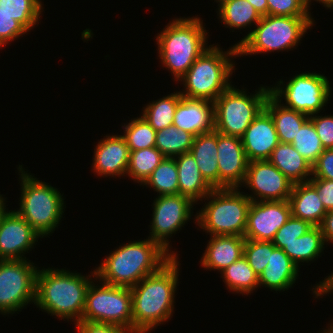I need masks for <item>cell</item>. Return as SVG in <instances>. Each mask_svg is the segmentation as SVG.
<instances>
[{
    "label": "cell",
    "mask_w": 333,
    "mask_h": 333,
    "mask_svg": "<svg viewBox=\"0 0 333 333\" xmlns=\"http://www.w3.org/2000/svg\"><path fill=\"white\" fill-rule=\"evenodd\" d=\"M178 259L172 257L131 288L132 333H150L172 318L180 275Z\"/></svg>",
    "instance_id": "6da1fadb"
},
{
    "label": "cell",
    "mask_w": 333,
    "mask_h": 333,
    "mask_svg": "<svg viewBox=\"0 0 333 333\" xmlns=\"http://www.w3.org/2000/svg\"><path fill=\"white\" fill-rule=\"evenodd\" d=\"M171 258L148 237L120 245L90 273L96 281L132 288L146 276L156 273Z\"/></svg>",
    "instance_id": "7a4b0ae2"
},
{
    "label": "cell",
    "mask_w": 333,
    "mask_h": 333,
    "mask_svg": "<svg viewBox=\"0 0 333 333\" xmlns=\"http://www.w3.org/2000/svg\"><path fill=\"white\" fill-rule=\"evenodd\" d=\"M96 282L90 274L66 269H38L36 277L35 306L64 321L78 323L82 319L87 289Z\"/></svg>",
    "instance_id": "3957f363"
},
{
    "label": "cell",
    "mask_w": 333,
    "mask_h": 333,
    "mask_svg": "<svg viewBox=\"0 0 333 333\" xmlns=\"http://www.w3.org/2000/svg\"><path fill=\"white\" fill-rule=\"evenodd\" d=\"M199 16L171 20L157 34L158 56L163 68L170 70L174 81L186 74L195 60L208 48L209 35Z\"/></svg>",
    "instance_id": "277c9868"
},
{
    "label": "cell",
    "mask_w": 333,
    "mask_h": 333,
    "mask_svg": "<svg viewBox=\"0 0 333 333\" xmlns=\"http://www.w3.org/2000/svg\"><path fill=\"white\" fill-rule=\"evenodd\" d=\"M237 56L238 48L235 44L227 51H223L218 44H210L179 80L184 85L180 94L190 99L214 102L232 85L230 78L233 70H236L232 60Z\"/></svg>",
    "instance_id": "5b68a950"
},
{
    "label": "cell",
    "mask_w": 333,
    "mask_h": 333,
    "mask_svg": "<svg viewBox=\"0 0 333 333\" xmlns=\"http://www.w3.org/2000/svg\"><path fill=\"white\" fill-rule=\"evenodd\" d=\"M20 203L15 211L41 236L49 237L59 226L66 208L64 198L56 187L48 185L18 166ZM65 206V207H64ZM49 235V236H48Z\"/></svg>",
    "instance_id": "8992f818"
},
{
    "label": "cell",
    "mask_w": 333,
    "mask_h": 333,
    "mask_svg": "<svg viewBox=\"0 0 333 333\" xmlns=\"http://www.w3.org/2000/svg\"><path fill=\"white\" fill-rule=\"evenodd\" d=\"M315 20L312 17L273 16L267 15L248 31L240 42L238 57L274 51H290L312 29Z\"/></svg>",
    "instance_id": "52a82bcc"
},
{
    "label": "cell",
    "mask_w": 333,
    "mask_h": 333,
    "mask_svg": "<svg viewBox=\"0 0 333 333\" xmlns=\"http://www.w3.org/2000/svg\"><path fill=\"white\" fill-rule=\"evenodd\" d=\"M244 193V194H243ZM208 202L195 215V223L210 236L244 237L250 198L239 188L213 189L204 199Z\"/></svg>",
    "instance_id": "ba28073f"
},
{
    "label": "cell",
    "mask_w": 333,
    "mask_h": 333,
    "mask_svg": "<svg viewBox=\"0 0 333 333\" xmlns=\"http://www.w3.org/2000/svg\"><path fill=\"white\" fill-rule=\"evenodd\" d=\"M270 86H261L255 93H247L231 85L213 102L214 130L228 136L242 137L251 122L265 108Z\"/></svg>",
    "instance_id": "9c48e42d"
},
{
    "label": "cell",
    "mask_w": 333,
    "mask_h": 333,
    "mask_svg": "<svg viewBox=\"0 0 333 333\" xmlns=\"http://www.w3.org/2000/svg\"><path fill=\"white\" fill-rule=\"evenodd\" d=\"M90 283L81 321L110 323L132 333L131 288Z\"/></svg>",
    "instance_id": "30bf717a"
},
{
    "label": "cell",
    "mask_w": 333,
    "mask_h": 333,
    "mask_svg": "<svg viewBox=\"0 0 333 333\" xmlns=\"http://www.w3.org/2000/svg\"><path fill=\"white\" fill-rule=\"evenodd\" d=\"M281 80L270 86V94L279 102L285 100L283 106L313 115L325 109L331 97L328 78L316 72L295 74L288 82Z\"/></svg>",
    "instance_id": "8fae6325"
},
{
    "label": "cell",
    "mask_w": 333,
    "mask_h": 333,
    "mask_svg": "<svg viewBox=\"0 0 333 333\" xmlns=\"http://www.w3.org/2000/svg\"><path fill=\"white\" fill-rule=\"evenodd\" d=\"M28 259L0 260V313L9 316L35 303L38 269ZM21 309V310H20Z\"/></svg>",
    "instance_id": "7c38bea8"
},
{
    "label": "cell",
    "mask_w": 333,
    "mask_h": 333,
    "mask_svg": "<svg viewBox=\"0 0 333 333\" xmlns=\"http://www.w3.org/2000/svg\"><path fill=\"white\" fill-rule=\"evenodd\" d=\"M195 203L186 196L157 195L153 200L152 220L150 223V235L152 241L157 242L172 257H178L170 248L169 238L192 219Z\"/></svg>",
    "instance_id": "4fadbf2b"
},
{
    "label": "cell",
    "mask_w": 333,
    "mask_h": 333,
    "mask_svg": "<svg viewBox=\"0 0 333 333\" xmlns=\"http://www.w3.org/2000/svg\"><path fill=\"white\" fill-rule=\"evenodd\" d=\"M241 187L251 190L246 194L251 201L288 200L293 183L268 160L251 161Z\"/></svg>",
    "instance_id": "5bb4252c"
},
{
    "label": "cell",
    "mask_w": 333,
    "mask_h": 333,
    "mask_svg": "<svg viewBox=\"0 0 333 333\" xmlns=\"http://www.w3.org/2000/svg\"><path fill=\"white\" fill-rule=\"evenodd\" d=\"M291 217L288 200L252 201L247 218L244 238L256 241H272L276 232Z\"/></svg>",
    "instance_id": "9a60e30c"
},
{
    "label": "cell",
    "mask_w": 333,
    "mask_h": 333,
    "mask_svg": "<svg viewBox=\"0 0 333 333\" xmlns=\"http://www.w3.org/2000/svg\"><path fill=\"white\" fill-rule=\"evenodd\" d=\"M41 236L15 210H7L0 220V260H23ZM24 254V255H23Z\"/></svg>",
    "instance_id": "2e32d148"
},
{
    "label": "cell",
    "mask_w": 333,
    "mask_h": 333,
    "mask_svg": "<svg viewBox=\"0 0 333 333\" xmlns=\"http://www.w3.org/2000/svg\"><path fill=\"white\" fill-rule=\"evenodd\" d=\"M217 152L219 188H240L249 164L241 138L217 132Z\"/></svg>",
    "instance_id": "e0dca14e"
},
{
    "label": "cell",
    "mask_w": 333,
    "mask_h": 333,
    "mask_svg": "<svg viewBox=\"0 0 333 333\" xmlns=\"http://www.w3.org/2000/svg\"><path fill=\"white\" fill-rule=\"evenodd\" d=\"M129 158L130 149L125 138L118 134L106 135L94 149L92 171L102 177H127Z\"/></svg>",
    "instance_id": "ac0fdd59"
},
{
    "label": "cell",
    "mask_w": 333,
    "mask_h": 333,
    "mask_svg": "<svg viewBox=\"0 0 333 333\" xmlns=\"http://www.w3.org/2000/svg\"><path fill=\"white\" fill-rule=\"evenodd\" d=\"M241 140L249 162L269 159L280 141L273 119L265 109L251 122Z\"/></svg>",
    "instance_id": "d6986e66"
},
{
    "label": "cell",
    "mask_w": 333,
    "mask_h": 333,
    "mask_svg": "<svg viewBox=\"0 0 333 333\" xmlns=\"http://www.w3.org/2000/svg\"><path fill=\"white\" fill-rule=\"evenodd\" d=\"M173 126L195 137L214 131V105L205 99L181 97L175 110Z\"/></svg>",
    "instance_id": "ffe728a7"
},
{
    "label": "cell",
    "mask_w": 333,
    "mask_h": 333,
    "mask_svg": "<svg viewBox=\"0 0 333 333\" xmlns=\"http://www.w3.org/2000/svg\"><path fill=\"white\" fill-rule=\"evenodd\" d=\"M208 241L200 261L203 268L221 273L243 256L245 238L242 236L215 235L210 236Z\"/></svg>",
    "instance_id": "44dd1931"
},
{
    "label": "cell",
    "mask_w": 333,
    "mask_h": 333,
    "mask_svg": "<svg viewBox=\"0 0 333 333\" xmlns=\"http://www.w3.org/2000/svg\"><path fill=\"white\" fill-rule=\"evenodd\" d=\"M299 268L280 248H275L270 254V260L259 277V288L264 286L271 291H287L296 283Z\"/></svg>",
    "instance_id": "7402d4cb"
},
{
    "label": "cell",
    "mask_w": 333,
    "mask_h": 333,
    "mask_svg": "<svg viewBox=\"0 0 333 333\" xmlns=\"http://www.w3.org/2000/svg\"><path fill=\"white\" fill-rule=\"evenodd\" d=\"M288 201L291 216L306 220L313 226L322 224L327 211L318 197V191L309 181L293 184Z\"/></svg>",
    "instance_id": "603a6c76"
},
{
    "label": "cell",
    "mask_w": 333,
    "mask_h": 333,
    "mask_svg": "<svg viewBox=\"0 0 333 333\" xmlns=\"http://www.w3.org/2000/svg\"><path fill=\"white\" fill-rule=\"evenodd\" d=\"M178 172L179 194L194 203L203 199L213 190L201 175L197 162L191 152L174 157Z\"/></svg>",
    "instance_id": "cb8c5ba5"
},
{
    "label": "cell",
    "mask_w": 333,
    "mask_h": 333,
    "mask_svg": "<svg viewBox=\"0 0 333 333\" xmlns=\"http://www.w3.org/2000/svg\"><path fill=\"white\" fill-rule=\"evenodd\" d=\"M268 161L277 167L293 184L308 182L312 165L289 143H279Z\"/></svg>",
    "instance_id": "d4e9b609"
},
{
    "label": "cell",
    "mask_w": 333,
    "mask_h": 333,
    "mask_svg": "<svg viewBox=\"0 0 333 333\" xmlns=\"http://www.w3.org/2000/svg\"><path fill=\"white\" fill-rule=\"evenodd\" d=\"M201 175L213 188L219 189V169L217 162V131L200 134L194 138L191 150Z\"/></svg>",
    "instance_id": "484cf974"
},
{
    "label": "cell",
    "mask_w": 333,
    "mask_h": 333,
    "mask_svg": "<svg viewBox=\"0 0 333 333\" xmlns=\"http://www.w3.org/2000/svg\"><path fill=\"white\" fill-rule=\"evenodd\" d=\"M264 109L271 115L281 143L291 144L300 127L310 117L305 113L283 106L271 94L266 99Z\"/></svg>",
    "instance_id": "4316f807"
},
{
    "label": "cell",
    "mask_w": 333,
    "mask_h": 333,
    "mask_svg": "<svg viewBox=\"0 0 333 333\" xmlns=\"http://www.w3.org/2000/svg\"><path fill=\"white\" fill-rule=\"evenodd\" d=\"M326 243L320 226H314L307 233L296 238L282 249L293 263L300 269L303 262L309 263L321 257ZM301 262V263H300Z\"/></svg>",
    "instance_id": "83f0119b"
},
{
    "label": "cell",
    "mask_w": 333,
    "mask_h": 333,
    "mask_svg": "<svg viewBox=\"0 0 333 333\" xmlns=\"http://www.w3.org/2000/svg\"><path fill=\"white\" fill-rule=\"evenodd\" d=\"M220 274L221 278L224 279L225 287L232 293L248 296V294L253 293V290L259 289V277L244 256L231 263Z\"/></svg>",
    "instance_id": "f1b7e54d"
},
{
    "label": "cell",
    "mask_w": 333,
    "mask_h": 333,
    "mask_svg": "<svg viewBox=\"0 0 333 333\" xmlns=\"http://www.w3.org/2000/svg\"><path fill=\"white\" fill-rule=\"evenodd\" d=\"M218 18L222 25L230 30H241L256 25L261 16L256 9L246 0H231L218 8ZM254 23V24H253Z\"/></svg>",
    "instance_id": "f546056e"
},
{
    "label": "cell",
    "mask_w": 333,
    "mask_h": 333,
    "mask_svg": "<svg viewBox=\"0 0 333 333\" xmlns=\"http://www.w3.org/2000/svg\"><path fill=\"white\" fill-rule=\"evenodd\" d=\"M181 97L180 91H177L158 100L151 101V103L149 102L143 107L141 116L145 118L155 131L172 126L175 110Z\"/></svg>",
    "instance_id": "4dcf8cb0"
},
{
    "label": "cell",
    "mask_w": 333,
    "mask_h": 333,
    "mask_svg": "<svg viewBox=\"0 0 333 333\" xmlns=\"http://www.w3.org/2000/svg\"><path fill=\"white\" fill-rule=\"evenodd\" d=\"M195 136L175 126L157 131L155 147L165 156L174 158L190 152Z\"/></svg>",
    "instance_id": "1f68e13d"
},
{
    "label": "cell",
    "mask_w": 333,
    "mask_h": 333,
    "mask_svg": "<svg viewBox=\"0 0 333 333\" xmlns=\"http://www.w3.org/2000/svg\"><path fill=\"white\" fill-rule=\"evenodd\" d=\"M164 158L165 156L156 147L130 151L126 174L141 186Z\"/></svg>",
    "instance_id": "d6a6232c"
},
{
    "label": "cell",
    "mask_w": 333,
    "mask_h": 333,
    "mask_svg": "<svg viewBox=\"0 0 333 333\" xmlns=\"http://www.w3.org/2000/svg\"><path fill=\"white\" fill-rule=\"evenodd\" d=\"M153 188L159 196L178 195V172L175 158L165 157L142 184Z\"/></svg>",
    "instance_id": "836d02e7"
},
{
    "label": "cell",
    "mask_w": 333,
    "mask_h": 333,
    "mask_svg": "<svg viewBox=\"0 0 333 333\" xmlns=\"http://www.w3.org/2000/svg\"><path fill=\"white\" fill-rule=\"evenodd\" d=\"M41 0H0V9L20 22L28 31L32 30L41 18Z\"/></svg>",
    "instance_id": "e575fe53"
},
{
    "label": "cell",
    "mask_w": 333,
    "mask_h": 333,
    "mask_svg": "<svg viewBox=\"0 0 333 333\" xmlns=\"http://www.w3.org/2000/svg\"><path fill=\"white\" fill-rule=\"evenodd\" d=\"M122 128L124 130L122 136L130 151L155 147L157 131L142 116L129 120V123H124Z\"/></svg>",
    "instance_id": "d590c367"
},
{
    "label": "cell",
    "mask_w": 333,
    "mask_h": 333,
    "mask_svg": "<svg viewBox=\"0 0 333 333\" xmlns=\"http://www.w3.org/2000/svg\"><path fill=\"white\" fill-rule=\"evenodd\" d=\"M291 144L312 166L324 151L316 128L310 119L300 127Z\"/></svg>",
    "instance_id": "8d00e7d4"
},
{
    "label": "cell",
    "mask_w": 333,
    "mask_h": 333,
    "mask_svg": "<svg viewBox=\"0 0 333 333\" xmlns=\"http://www.w3.org/2000/svg\"><path fill=\"white\" fill-rule=\"evenodd\" d=\"M276 247L272 241H256L245 239L243 256L259 276L270 260V254Z\"/></svg>",
    "instance_id": "74e56055"
},
{
    "label": "cell",
    "mask_w": 333,
    "mask_h": 333,
    "mask_svg": "<svg viewBox=\"0 0 333 333\" xmlns=\"http://www.w3.org/2000/svg\"><path fill=\"white\" fill-rule=\"evenodd\" d=\"M313 227L314 226L310 222L291 216L276 232V235L272 240L273 245L276 248L283 249L285 245L292 243L296 238L304 235Z\"/></svg>",
    "instance_id": "f35d334b"
},
{
    "label": "cell",
    "mask_w": 333,
    "mask_h": 333,
    "mask_svg": "<svg viewBox=\"0 0 333 333\" xmlns=\"http://www.w3.org/2000/svg\"><path fill=\"white\" fill-rule=\"evenodd\" d=\"M268 15L312 17L306 10L303 0H267Z\"/></svg>",
    "instance_id": "ab89813d"
},
{
    "label": "cell",
    "mask_w": 333,
    "mask_h": 333,
    "mask_svg": "<svg viewBox=\"0 0 333 333\" xmlns=\"http://www.w3.org/2000/svg\"><path fill=\"white\" fill-rule=\"evenodd\" d=\"M29 32L20 22L0 9V48Z\"/></svg>",
    "instance_id": "60d3db41"
},
{
    "label": "cell",
    "mask_w": 333,
    "mask_h": 333,
    "mask_svg": "<svg viewBox=\"0 0 333 333\" xmlns=\"http://www.w3.org/2000/svg\"><path fill=\"white\" fill-rule=\"evenodd\" d=\"M310 115L309 119L313 122L317 135L322 142L324 149L333 148V115L318 116Z\"/></svg>",
    "instance_id": "b9f144b4"
},
{
    "label": "cell",
    "mask_w": 333,
    "mask_h": 333,
    "mask_svg": "<svg viewBox=\"0 0 333 333\" xmlns=\"http://www.w3.org/2000/svg\"><path fill=\"white\" fill-rule=\"evenodd\" d=\"M333 180V148L324 149L312 166V177Z\"/></svg>",
    "instance_id": "7bdbcfd3"
},
{
    "label": "cell",
    "mask_w": 333,
    "mask_h": 333,
    "mask_svg": "<svg viewBox=\"0 0 333 333\" xmlns=\"http://www.w3.org/2000/svg\"><path fill=\"white\" fill-rule=\"evenodd\" d=\"M74 325L78 333H131L120 326L110 323L80 321Z\"/></svg>",
    "instance_id": "ee69618b"
},
{
    "label": "cell",
    "mask_w": 333,
    "mask_h": 333,
    "mask_svg": "<svg viewBox=\"0 0 333 333\" xmlns=\"http://www.w3.org/2000/svg\"><path fill=\"white\" fill-rule=\"evenodd\" d=\"M309 182L318 191V197L322 201L326 211L333 210V180L310 178Z\"/></svg>",
    "instance_id": "f6af8a7d"
},
{
    "label": "cell",
    "mask_w": 333,
    "mask_h": 333,
    "mask_svg": "<svg viewBox=\"0 0 333 333\" xmlns=\"http://www.w3.org/2000/svg\"><path fill=\"white\" fill-rule=\"evenodd\" d=\"M330 274L331 275L326 276L323 281H320L319 284L317 283L316 286H313L311 289L316 298H322L325 294L327 295L331 294V292L333 293V272ZM327 327L328 329L333 330V323H330Z\"/></svg>",
    "instance_id": "bcb514c9"
},
{
    "label": "cell",
    "mask_w": 333,
    "mask_h": 333,
    "mask_svg": "<svg viewBox=\"0 0 333 333\" xmlns=\"http://www.w3.org/2000/svg\"><path fill=\"white\" fill-rule=\"evenodd\" d=\"M320 227L326 245L328 243L333 244V210L326 213Z\"/></svg>",
    "instance_id": "7dc6e473"
},
{
    "label": "cell",
    "mask_w": 333,
    "mask_h": 333,
    "mask_svg": "<svg viewBox=\"0 0 333 333\" xmlns=\"http://www.w3.org/2000/svg\"><path fill=\"white\" fill-rule=\"evenodd\" d=\"M248 1L259 13L261 17L268 15L267 0H246Z\"/></svg>",
    "instance_id": "c3c4849f"
},
{
    "label": "cell",
    "mask_w": 333,
    "mask_h": 333,
    "mask_svg": "<svg viewBox=\"0 0 333 333\" xmlns=\"http://www.w3.org/2000/svg\"><path fill=\"white\" fill-rule=\"evenodd\" d=\"M312 1L319 2L321 5H323L327 9H333V0H303V3L305 5L306 10L311 14L310 12V5Z\"/></svg>",
    "instance_id": "681fc988"
},
{
    "label": "cell",
    "mask_w": 333,
    "mask_h": 333,
    "mask_svg": "<svg viewBox=\"0 0 333 333\" xmlns=\"http://www.w3.org/2000/svg\"><path fill=\"white\" fill-rule=\"evenodd\" d=\"M6 198H4L1 194H0V220L2 218V216L6 213V211L8 210V208L6 207V203L7 202L5 200ZM7 208V209H6Z\"/></svg>",
    "instance_id": "f907efd6"
},
{
    "label": "cell",
    "mask_w": 333,
    "mask_h": 333,
    "mask_svg": "<svg viewBox=\"0 0 333 333\" xmlns=\"http://www.w3.org/2000/svg\"><path fill=\"white\" fill-rule=\"evenodd\" d=\"M215 1L218 3V8H219L221 5H223L224 3L231 1V0H214V2Z\"/></svg>",
    "instance_id": "816d5d0a"
},
{
    "label": "cell",
    "mask_w": 333,
    "mask_h": 333,
    "mask_svg": "<svg viewBox=\"0 0 333 333\" xmlns=\"http://www.w3.org/2000/svg\"><path fill=\"white\" fill-rule=\"evenodd\" d=\"M321 333H333L332 329H324Z\"/></svg>",
    "instance_id": "f5cc1de1"
}]
</instances>
